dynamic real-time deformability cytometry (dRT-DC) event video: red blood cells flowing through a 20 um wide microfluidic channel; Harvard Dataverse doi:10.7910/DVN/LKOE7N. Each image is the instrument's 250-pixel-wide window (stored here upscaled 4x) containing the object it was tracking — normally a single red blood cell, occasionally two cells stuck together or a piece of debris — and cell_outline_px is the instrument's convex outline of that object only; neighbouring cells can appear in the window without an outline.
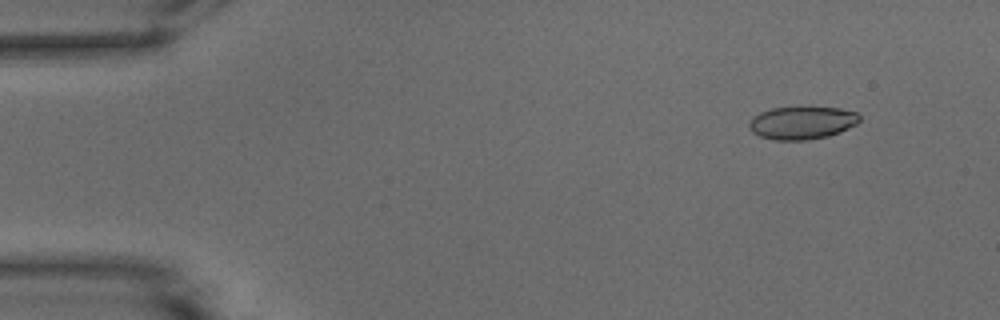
{"species": "common noctule bat (a hibernating species)", "species_latin": "Nyctalus noctula", "temperature_condition": "warm", "stored_images_in_passage": 48, "camera_frame_rate_fps": 3000, "um_per_image_px": 0.085, "animal": {"sex": "male", "body_mass_g": 15.6}, "frame": {"image": 1, "passage_image": 1, "time_ms": 0.0, "image_size_px": [1000, 320], "cell_outline_px": [[860, 120], [856, 124], [840, 132], [828, 136], [808, 140], [776, 140], [760, 136], [752, 132], [748, 124], [752, 116], [760, 112], [772, 108], [840, 108], [856, 112], [860, 116]], "centroid_in_image_um": [68.16, 10.45], "position_along_channel_um": 16.8, "area_um2": 20.98}}
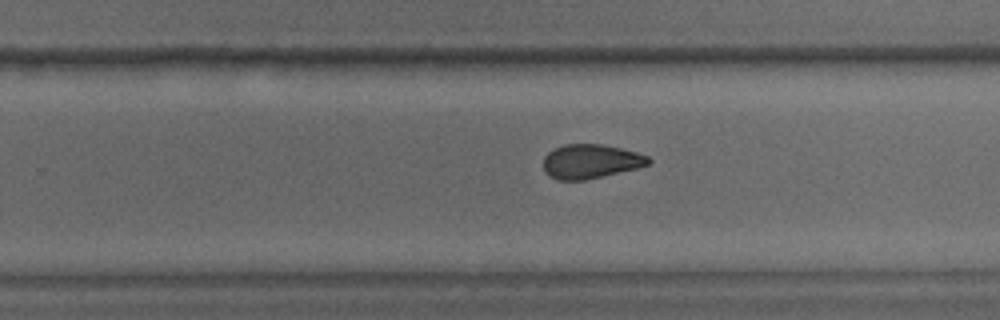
{"frame": {"image": 2, "passage_image": 29, "time_ms": 9.333, "image_size_px": [1000, 320], "cell_outline_px": [[652, 160], [648, 164], [636, 168], [584, 180], [556, 180], [548, 176], [544, 168], [544, 156], [552, 148], [564, 144], [604, 144], [636, 152], [648, 156]], "centroid_in_image_um": [50.16, 13.71], "position_along_channel_um": 279.6, "area_um2": 20.92}}
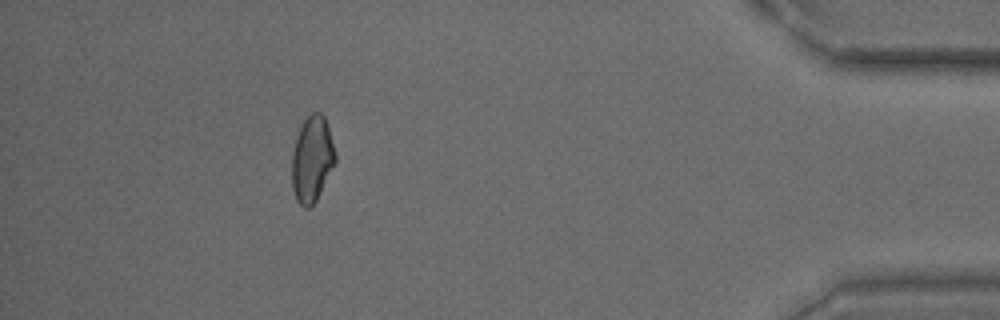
{"frame": {"image": 3, "passage_image": 43, "time_ms": 14.0, "image_size_px": [1000, 320], "cell_outline_px": [[336, 164], [316, 200], [308, 208], [304, 208], [296, 200], [292, 188], [292, 152], [296, 136], [304, 120], [312, 112], [320, 112], [324, 116], [328, 128], [336, 156]], "centroid_in_image_um": [26.52, 13.54], "position_along_channel_um": 408.7, "area_um2": 21.73}, "authors_computed_cell_mechanics": {"area_um2": 21.7328, "velocity_mm_per_s": 3.8915, "shape_relaxation_time_tau1_ms": null, "shape_relaxation_time_tau2_ms": 2.2024, "deformation_change_tau1": null, "deformation_change_tau2": 0.0757}}